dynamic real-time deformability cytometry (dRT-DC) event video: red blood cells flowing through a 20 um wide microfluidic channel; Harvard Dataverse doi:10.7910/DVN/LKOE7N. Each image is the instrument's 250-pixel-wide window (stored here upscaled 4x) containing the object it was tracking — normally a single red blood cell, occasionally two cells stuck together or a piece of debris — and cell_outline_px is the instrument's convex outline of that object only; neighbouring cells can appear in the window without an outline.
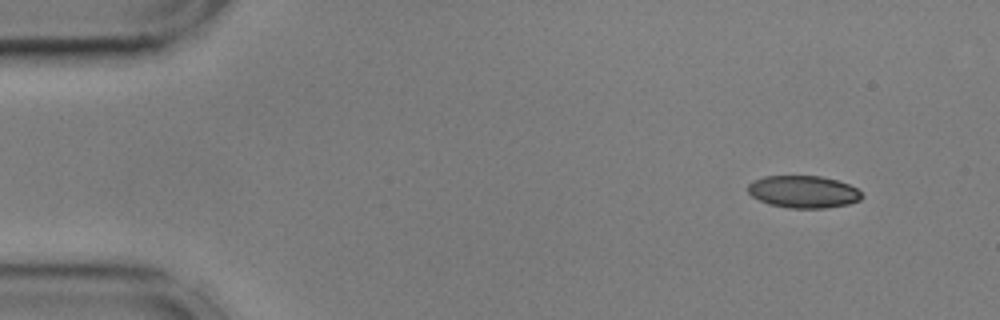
{"species": "common noctule bat (a hibernating species)", "species_latin": "Nyctalus noctula", "temperature_condition": "cold", "stored_images_in_passage": 51, "camera_frame_rate_fps": 3000, "um_per_image_px": 0.085, "animal": {"sex": "male", "body_mass_g": 17.9, "forearm_length_mm": 54.2}, "frame": {"image": 1, "passage_image": 1, "time_ms": 0.0, "image_size_px": [1000, 320], "cell_outline_px": [[864, 196], [860, 200], [848, 204], [824, 208], [788, 208], [768, 204], [752, 196], [748, 192], [748, 184], [752, 180], [764, 176], [820, 176], [836, 180], [848, 184], [856, 188]], "centroid_in_image_um": [68.27, 16.3], "position_along_channel_um": 16.7, "area_um2": 21.44}}
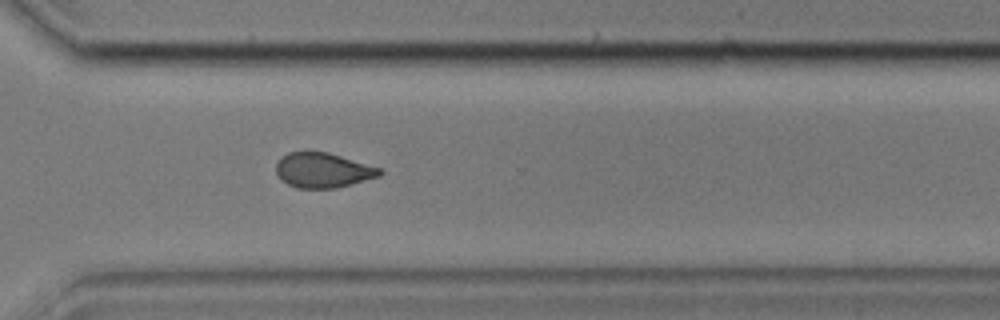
{"frame": {"image": 2, "passage_image": 36, "time_ms": 11.667, "image_size_px": [1000, 320], "cell_outline_px": [[384, 172], [380, 176], [352, 184], [336, 188], [296, 188], [280, 180], [276, 172], [276, 164], [288, 152], [304, 148], [328, 152], [380, 168]], "centroid_in_image_um": [27.42, 14.44], "position_along_channel_um": 343.2, "area_um2": 21.56}}
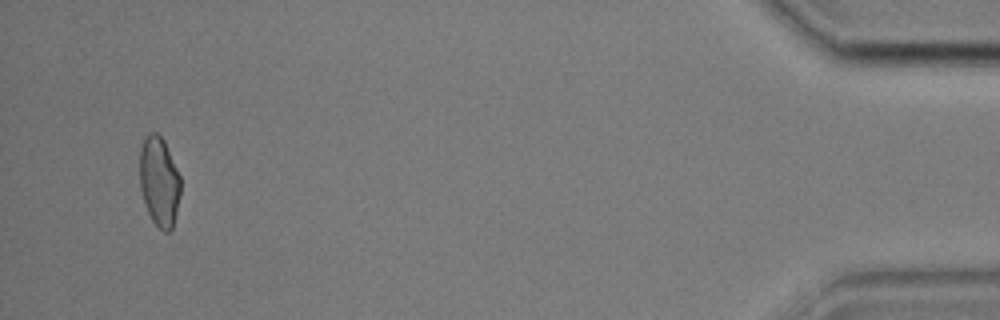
{"frame": {"image": 3, "passage_image": 49, "time_ms": 16.0, "image_size_px": [1000, 320], "cell_outline_px": [[180, 192], [176, 212], [172, 228], [168, 232], [164, 232], [152, 220], [148, 212], [140, 188], [140, 148], [144, 136], [148, 132], [156, 132], [164, 140], [180, 176]], "centroid_in_image_um": [13.52, 15.39], "position_along_channel_um": 421.7, "area_um2": 21.21}, "authors_computed_cell_mechanics": {"area_um2": 22.0218, "velocity_mm_per_s": 3.5986, "shape_relaxation_time_tau1_ms": 4.6564, "shape_relaxation_time_tau2_ms": 2.2366, "deformation_change_tau1": 0.103, "deformation_change_tau2": 0.061}}